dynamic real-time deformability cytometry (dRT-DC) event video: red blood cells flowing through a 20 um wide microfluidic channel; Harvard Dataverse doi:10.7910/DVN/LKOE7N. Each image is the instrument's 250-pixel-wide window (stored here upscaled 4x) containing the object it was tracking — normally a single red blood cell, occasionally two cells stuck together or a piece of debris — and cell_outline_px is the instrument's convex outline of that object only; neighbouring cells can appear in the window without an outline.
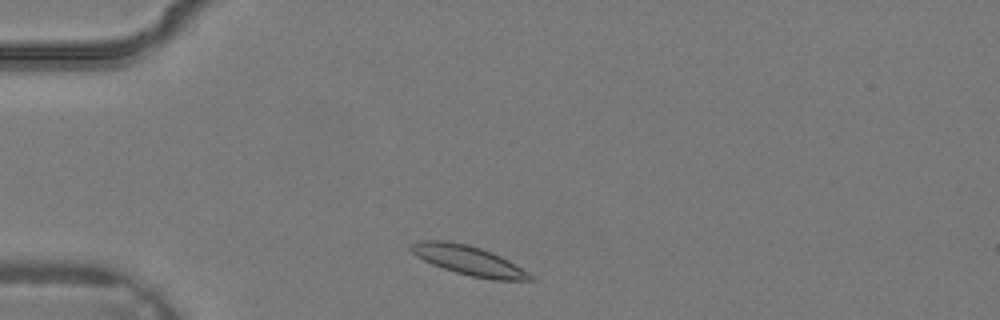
{"species": "common noctule bat (a hibernating species)", "species_latin": "Nyctalus noctula", "temperature_condition": "warm", "stored_images_in_passage": 28, "camera_frame_rate_fps": 3000, "um_per_image_px": 0.085, "animal": {"sex": "male", "body_mass_g": 19.2, "forearm_length_mm": 51.8}, "frame": {"image": 1, "passage_image": 1, "time_ms": 0.0, "image_size_px": [1000, 320], "cell_outline_px": [[532, 280], [492, 280], [472, 276], [456, 272], [432, 264], [416, 256], [408, 248], [412, 244], [420, 240], [448, 240], [468, 244], [492, 252], [508, 260], [528, 272], [532, 276]], "centroid_in_image_um": [39.8, 22.12], "position_along_channel_um": 45.2, "area_um2": 20.29}}
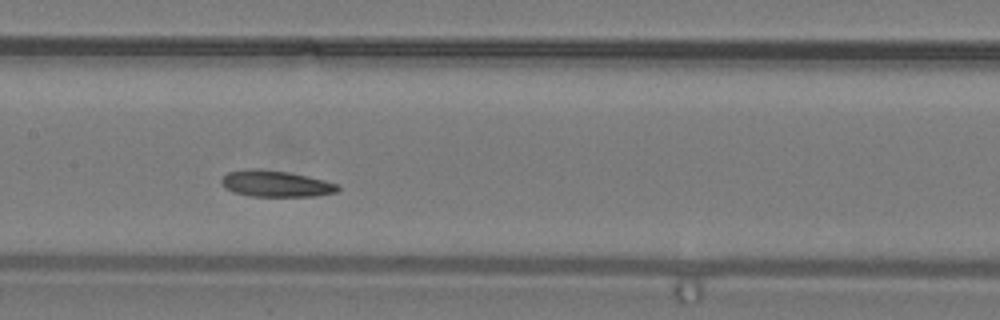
{"frame": {"image": 2, "passage_image": 10, "time_ms": 3.0, "image_size_px": [1000, 320], "cell_outline_px": [[340, 188], [336, 192], [316, 196], [248, 196], [232, 192], [224, 188], [220, 184], [220, 180], [228, 172], [288, 172], [308, 176], [324, 180], [336, 184]], "centroid_in_image_um": [23.47, 15.68], "position_along_channel_um": 183.9, "area_um2": 16.99}}
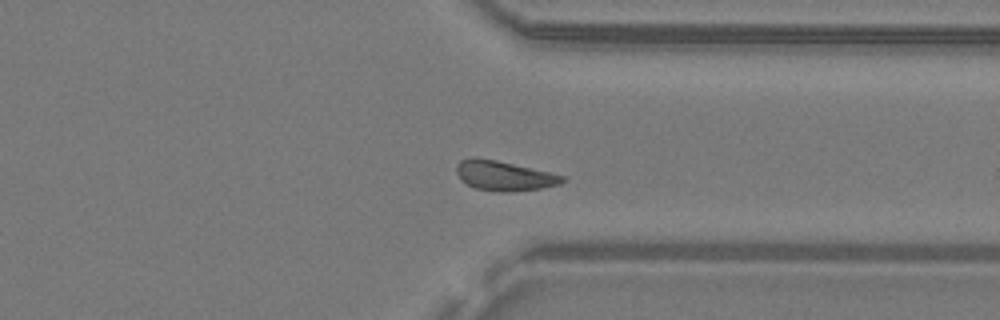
{"frame": {"image": 3, "passage_image": 20, "time_ms": 6.333, "image_size_px": [1000, 320], "cell_outline_px": [[564, 180], [560, 184], [540, 188], [512, 192], [500, 192], [476, 188], [460, 180], [456, 172], [456, 164], [460, 160], [468, 156], [476, 156], [496, 160], [548, 172], [564, 176]], "centroid_in_image_um": [42.77, 14.92], "position_along_channel_um": 368.6, "area_um2": 18.38}}